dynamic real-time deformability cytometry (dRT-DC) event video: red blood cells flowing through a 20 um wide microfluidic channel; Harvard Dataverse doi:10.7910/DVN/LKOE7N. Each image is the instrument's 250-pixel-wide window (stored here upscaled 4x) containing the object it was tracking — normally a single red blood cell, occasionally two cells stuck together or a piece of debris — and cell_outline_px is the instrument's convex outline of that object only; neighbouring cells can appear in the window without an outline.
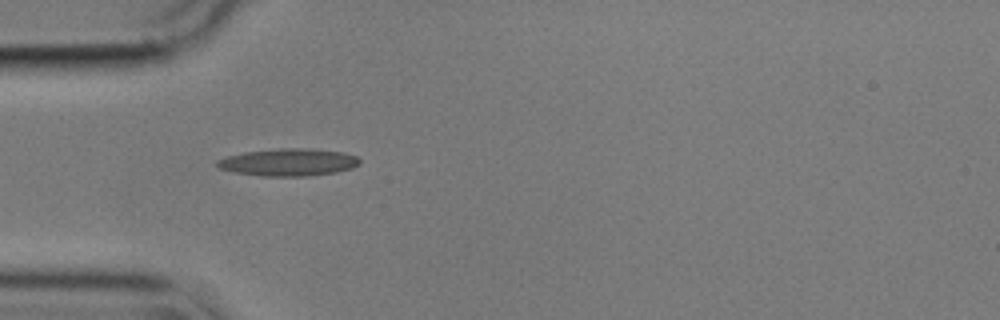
{"species": "common noctule bat (a hibernating species)", "species_latin": "Nyctalus noctula", "temperature_condition": "cold", "stored_images_in_passage": 40, "camera_frame_rate_fps": 3000, "um_per_image_px": 0.085, "animal": {"sex": "male", "body_mass_g": 17.9}, "frame": {"image": 1, "passage_image": 1, "time_ms": 0.0, "image_size_px": [1000, 320], "cell_outline_px": [[360, 164], [352, 168], [336, 172], [308, 176], [260, 176], [232, 172], [220, 168], [216, 164], [216, 160], [228, 156], [244, 152], [280, 148], [312, 148], [344, 152], [356, 156], [360, 160]], "centroid_in_image_um": [24.53, 13.79], "position_along_channel_um": 60.5, "area_um2": 22.89}}
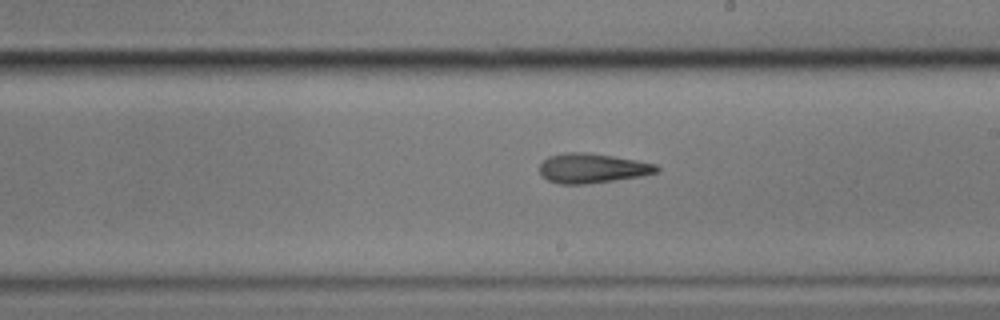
{"frame": {"image": 2, "passage_image": 16, "time_ms": 5.0, "image_size_px": [1000, 320], "cell_outline_px": [[660, 172], [640, 176], [588, 184], [560, 184], [548, 180], [540, 172], [540, 164], [548, 156], [564, 152], [588, 152], [636, 160], [656, 164], [660, 168]], "centroid_in_image_um": [50.35, 14.29], "position_along_channel_um": 238.6, "area_um2": 20.23}}
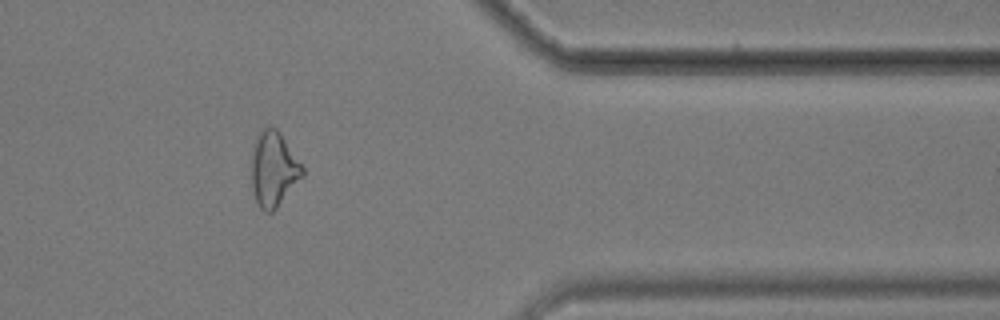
{"frame": {"image": 3, "passage_image": 30, "time_ms": 9.667, "image_size_px": [1000, 320], "cell_outline_px": [[304, 176], [276, 208], [272, 212], [264, 212], [260, 208], [256, 200], [252, 188], [252, 148], [260, 128], [268, 124], [276, 128], [304, 168]], "centroid_in_image_um": [23.24, 14.36], "position_along_channel_um": 388.2, "area_um2": 22.25}, "authors_computed_cell_mechanics": {"area_um2": 20.808, "velocity_mm_per_s": 3.5929, "shape_relaxation_time_tau1_ms": 4.0547, "shape_relaxation_time_tau2_ms": 2.9764, "deformation_change_tau1": 0.141, "deformation_change_tau2": 0.1155}}